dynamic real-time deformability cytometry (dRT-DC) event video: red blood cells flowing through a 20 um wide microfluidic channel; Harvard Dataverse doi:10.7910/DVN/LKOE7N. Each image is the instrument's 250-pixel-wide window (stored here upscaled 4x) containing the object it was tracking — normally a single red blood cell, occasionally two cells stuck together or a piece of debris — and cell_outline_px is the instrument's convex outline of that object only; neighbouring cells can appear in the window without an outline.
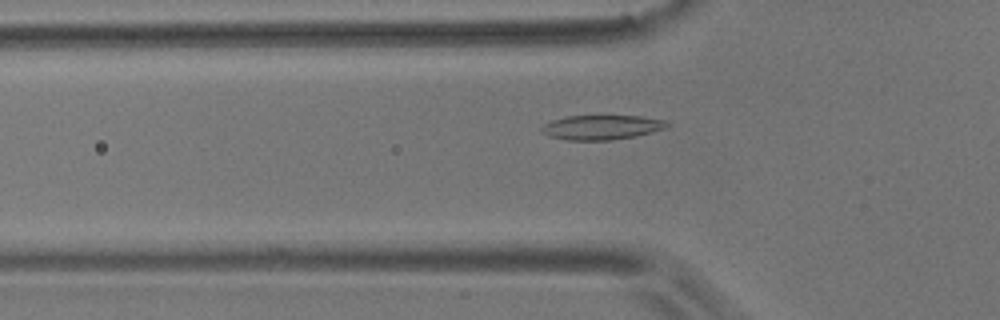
{"species": "common noctule bat (a hibernating species)", "species_latin": "Nyctalus noctula", "temperature_condition": "room temperature", "stored_images_in_passage": 46, "camera_frame_rate_fps": 3000, "um_per_image_px": 0.085, "animal": {"sex": "male", "body_mass_g": 17.9}, "frame": {"image": 1, "passage_image": 8, "time_ms": 2.333, "image_size_px": [1000, 320], "cell_outline_px": [[672, 124], [664, 128], [652, 132], [636, 136], [608, 140], [568, 140], [548, 136], [540, 132], [540, 128], [544, 124], [552, 120], [564, 116], [640, 116], [668, 120]], "centroid_in_image_um": [51.14, 10.81], "position_along_channel_um": 74.7, "area_um2": 18.09}}
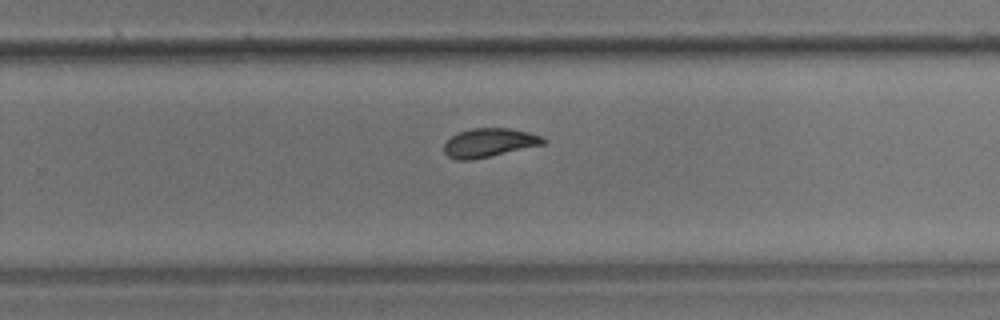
{"frame": {"image": 2, "passage_image": 26, "time_ms": 8.333, "image_size_px": [1000, 320], "cell_outline_px": [[548, 140], [544, 144], [472, 160], [456, 160], [448, 156], [444, 152], [444, 144], [452, 136], [460, 132], [472, 128], [508, 128], [528, 132], [540, 136]], "centroid_in_image_um": [41.57, 12.13], "position_along_channel_um": 288.2, "area_um2": 16.47}}
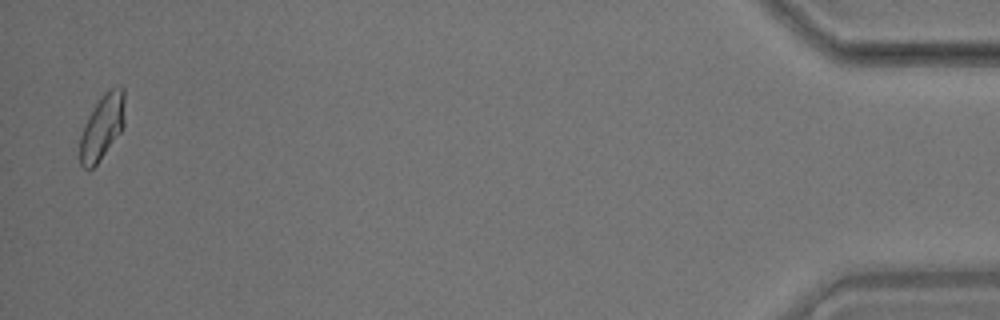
{"frame": {"image": 3, "passage_image": 45, "time_ms": 14.667, "image_size_px": [1000, 320], "cell_outline_px": [[124, 124], [120, 132], [96, 164], [88, 172], [80, 164], [80, 136], [84, 124], [88, 116], [104, 92], [120, 84], [124, 88]], "centroid_in_image_um": [8.68, 10.78], "position_along_channel_um": 426.5, "area_um2": 16.88}, "authors_computed_cell_mechanics": {"area_um2": 16.9932, "velocity_mm_per_s": 3.5583, "shape_relaxation_time_tau1_ms": 4.323, "shape_relaxation_time_tau2_ms": 1.6911, "deformation_change_tau1": 0.1402, "deformation_change_tau2": 0.0515}}